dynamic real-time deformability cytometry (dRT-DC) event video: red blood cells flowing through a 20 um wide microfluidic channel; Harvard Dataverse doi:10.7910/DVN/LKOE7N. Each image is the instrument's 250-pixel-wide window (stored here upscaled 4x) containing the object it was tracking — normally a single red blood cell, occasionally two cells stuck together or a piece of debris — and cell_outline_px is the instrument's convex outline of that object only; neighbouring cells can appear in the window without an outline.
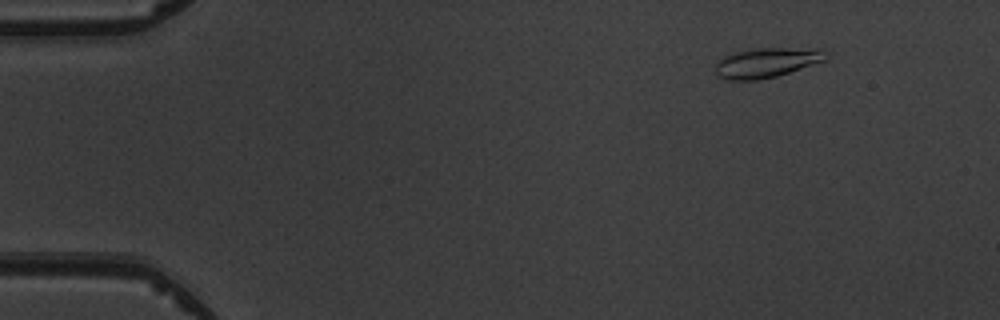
{"species": "common noctule bat (a hibernating species)", "species_latin": "Nyctalus noctula", "temperature_condition": "warm", "stored_images_in_passage": 4, "camera_frame_rate_fps": 3000, "um_per_image_px": 0.085, "animal": {"sex": "male", "body_mass_g": 19.5, "forearm_length_mm": 54.6}, "frame": {"image": 1, "passage_image": 1, "time_ms": 0.0, "image_size_px": [1000, 320], "cell_outline_px": [[832, 52], [824, 60], [776, 76], [756, 80], [728, 80], [720, 76], [716, 72], [716, 60], [732, 52], [756, 48], [824, 48]], "centroid_in_image_um": [65.19, 5.29], "position_along_channel_um": 19.8, "area_um2": 19.31}}
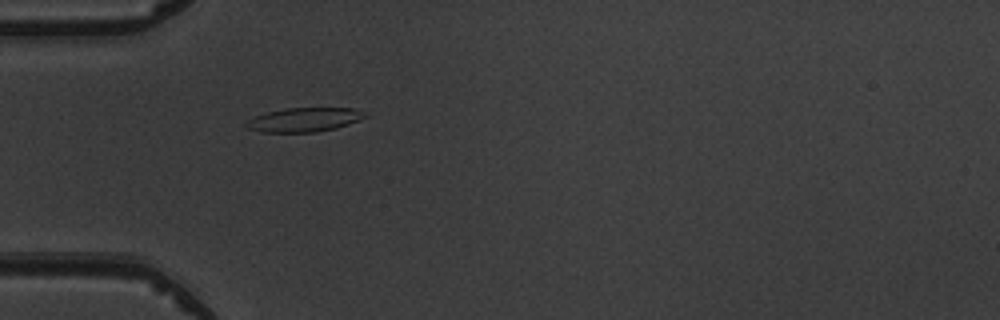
{"frame": {"image": 2, "passage_image": 4, "time_ms": 3.333, "image_size_px": [1000, 320], "cell_outline_px": [[368, 116], [360, 120], [336, 128], [316, 132], [260, 132], [248, 128], [244, 124], [248, 120], [256, 116], [268, 112], [288, 108], [356, 108], [364, 112]], "centroid_in_image_um": [25.89, 10.18], "position_along_channel_um": 59.1, "area_um2": 16.59}}